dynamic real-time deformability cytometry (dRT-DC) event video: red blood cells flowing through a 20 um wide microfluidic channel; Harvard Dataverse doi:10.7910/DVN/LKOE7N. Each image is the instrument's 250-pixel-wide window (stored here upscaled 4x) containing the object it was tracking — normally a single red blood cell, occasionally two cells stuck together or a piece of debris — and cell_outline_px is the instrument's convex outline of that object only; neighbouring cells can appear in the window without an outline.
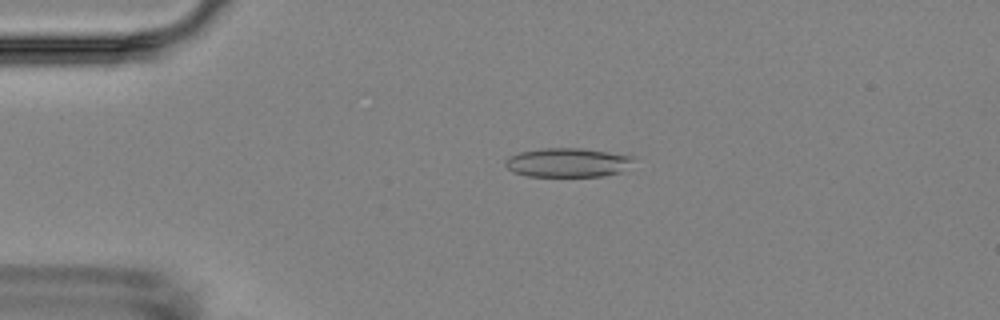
{"species": "Egyptian fruit bat (a non-hibernating species)", "species_latin": "Rousettus aegyptiacus", "temperature_condition": "room temperature", "stored_images_in_passage": 5, "camera_frame_rate_fps": 3000, "um_per_image_px": 0.085, "animal": {"sex": "female"}, "frame": {"image": 1, "passage_image": 1, "time_ms": 0.0, "image_size_px": [1000, 320], "cell_outline_px": [[636, 156], [620, 172], [604, 176], [528, 176], [512, 172], [504, 164], [504, 160], [508, 156], [520, 152], [540, 148], [580, 148]], "centroid_in_image_um": [48.18, 13.81], "position_along_channel_um": 36.8, "area_um2": 21.68}}
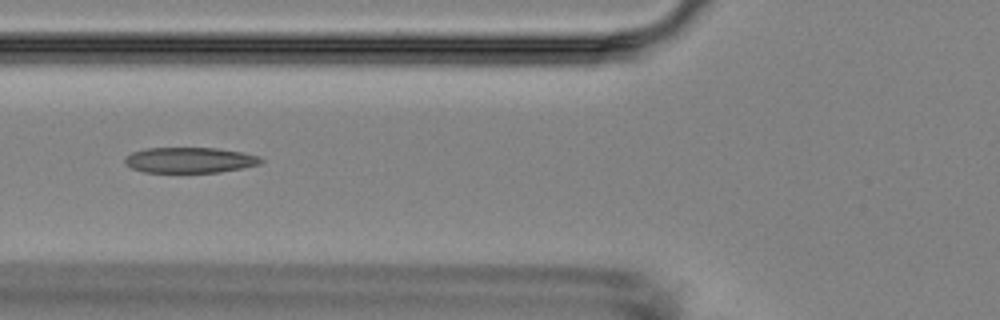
{"frame": {"image": 2, "passage_image": 3, "time_ms": 3.0, "image_size_px": [1000, 320], "cell_outline_px": [[264, 160], [260, 164], [220, 172], [144, 172], [132, 168], [124, 164], [124, 156], [132, 152], [148, 148], [216, 148], [244, 152], [260, 156]], "centroid_in_image_um": [16.12, 13.6], "position_along_channel_um": 109.7, "area_um2": 20.35}}
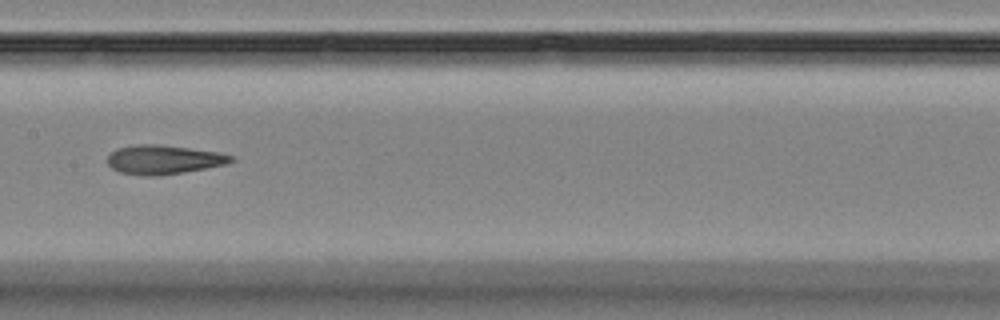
{"frame": {"image": 3, "passage_image": 5, "time_ms": 5.333, "image_size_px": [1000, 320], "cell_outline_px": [[236, 160], [224, 164], [184, 172], [152, 176], [144, 176], [120, 172], [112, 168], [104, 160], [116, 148], [136, 144], [160, 144], [220, 152], [236, 156]], "centroid_in_image_um": [13.9, 13.55], "position_along_channel_um": 193.5, "area_um2": 21.1}}